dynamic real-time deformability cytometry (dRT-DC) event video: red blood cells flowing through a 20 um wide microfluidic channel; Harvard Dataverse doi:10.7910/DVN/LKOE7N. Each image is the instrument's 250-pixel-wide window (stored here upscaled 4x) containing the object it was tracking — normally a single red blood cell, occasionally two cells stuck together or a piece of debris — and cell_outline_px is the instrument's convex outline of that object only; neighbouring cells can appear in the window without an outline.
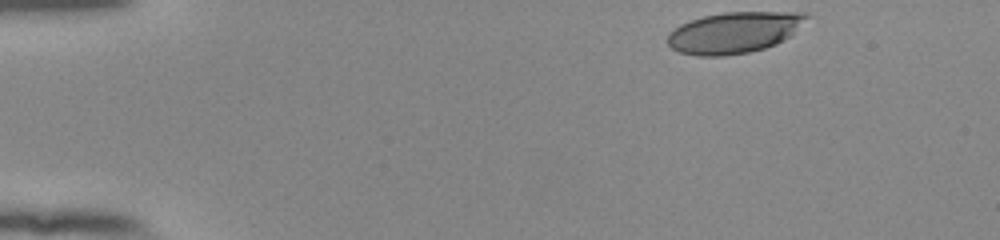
{"species": "human", "species_latin": "Homo sapiens", "temperature_condition": "room temperature", "stored_images_in_passage": 46, "camera_frame_rate_fps": 3000, "um_per_image_px": 0.085, "donor": {"sex": "female"}, "frame": {"image": 1, "passage_image": 1, "time_ms": 0.0, "image_size_px": [1000, 240], "cell_outline_px": [[812, 16], [788, 36], [776, 44], [764, 48], [748, 52], [724, 56], [696, 56], [680, 52], [672, 48], [668, 44], [668, 32], [680, 24], [704, 16], [724, 12], [804, 12]], "centroid_in_image_um": [62.39, 2.76], "position_along_channel_um": 22.6, "area_um2": 33.23}}
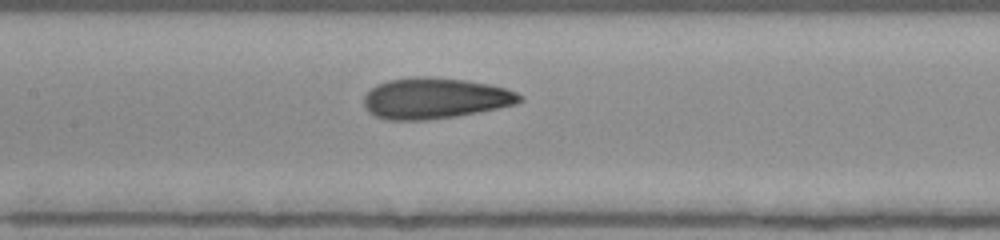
{"frame": {"image": 2, "passage_image": 20, "time_ms": 6.333, "image_size_px": [1000, 240], "cell_outline_px": [[524, 100], [516, 104], [456, 116], [428, 120], [388, 120], [376, 116], [368, 112], [364, 108], [364, 96], [376, 84], [388, 80], [416, 76], [432, 76], [468, 80], [488, 84], [504, 88], [516, 92], [524, 96]], "centroid_in_image_um": [36.96, 8.34], "position_along_channel_um": 170.4, "area_um2": 37.34}}
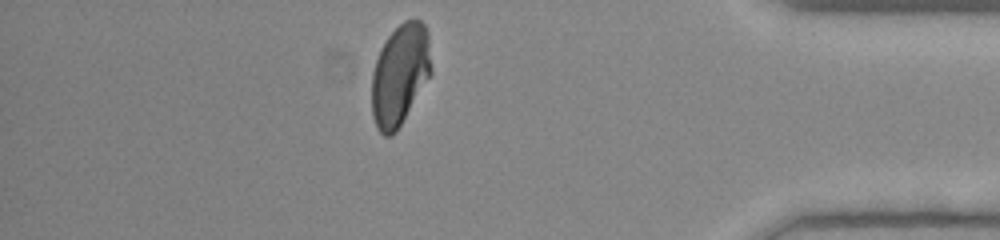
{"frame": {"image": 3, "passage_image": 40, "time_ms": 13.0, "image_size_px": [1000, 240], "cell_outline_px": [[432, 72], [396, 132], [392, 136], [384, 136], [376, 128], [372, 116], [372, 72], [380, 48], [388, 36], [404, 20], [420, 20], [424, 24], [428, 32], [432, 68]], "centroid_in_image_um": [33.99, 6.35], "position_along_channel_um": 401.2, "area_um2": 35.08}, "authors_computed_cell_mechanics": {"area_um2": 35.8649, "velocity_mm_per_s": 3.9523, "shape_relaxation_time_tau1_ms": 8.9445, "shape_relaxation_time_tau2_ms": 1.2201, "deformation_change_tau1": 0.2526, "deformation_change_tau2": 0.071}}